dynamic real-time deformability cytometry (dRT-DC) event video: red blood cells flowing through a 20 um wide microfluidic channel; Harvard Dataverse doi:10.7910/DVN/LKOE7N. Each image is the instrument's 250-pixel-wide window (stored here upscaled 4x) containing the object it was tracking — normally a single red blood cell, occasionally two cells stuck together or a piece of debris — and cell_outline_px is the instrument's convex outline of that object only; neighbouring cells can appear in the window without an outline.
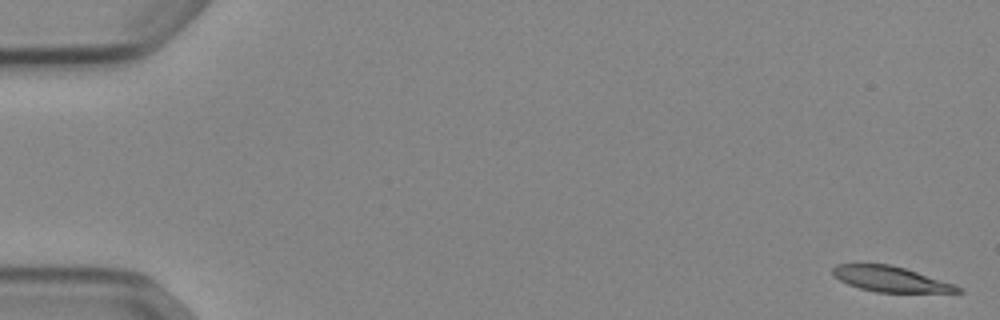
{"species": "Egyptian fruit bat (a non-hibernating species)", "species_latin": "Rousettus aegyptiacus", "temperature_condition": "cold", "stored_images_in_passage": 53, "camera_frame_rate_fps": 3000, "um_per_image_px": 0.085, "animal": {"sex": "female"}, "frame": {"image": 1, "passage_image": 1, "time_ms": 0.0, "image_size_px": [1000, 320], "cell_outline_px": [[964, 292], [876, 292], [860, 288], [848, 284], [840, 280], [832, 272], [832, 268], [836, 264], [888, 264], [904, 268], [952, 284], [960, 288]], "centroid_in_image_um": [75.64, 23.72], "position_along_channel_um": 9.4, "area_um2": 17.98}}
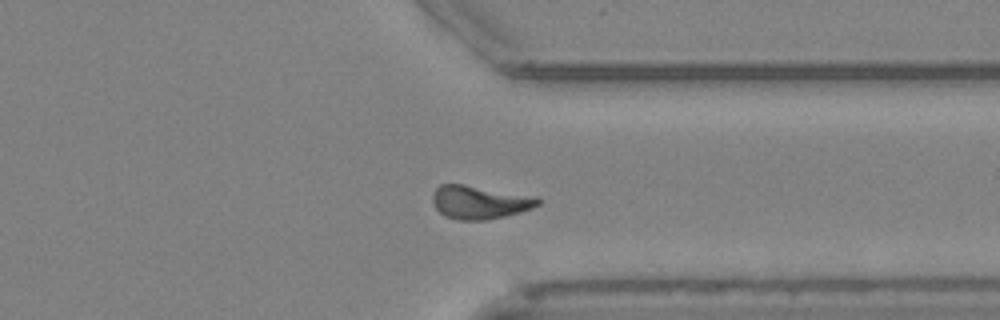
{"frame": {"image": 2, "passage_image": 41, "time_ms": 13.333, "image_size_px": [1000, 320], "cell_outline_px": [[540, 204], [532, 208], [520, 212], [504, 216], [484, 220], [460, 220], [444, 216], [436, 208], [432, 200], [432, 192], [440, 184], [464, 184], [536, 196], [540, 200]], "centroid_in_image_um": [40.76, 17.18], "position_along_channel_um": 370.6, "area_um2": 20.52}}
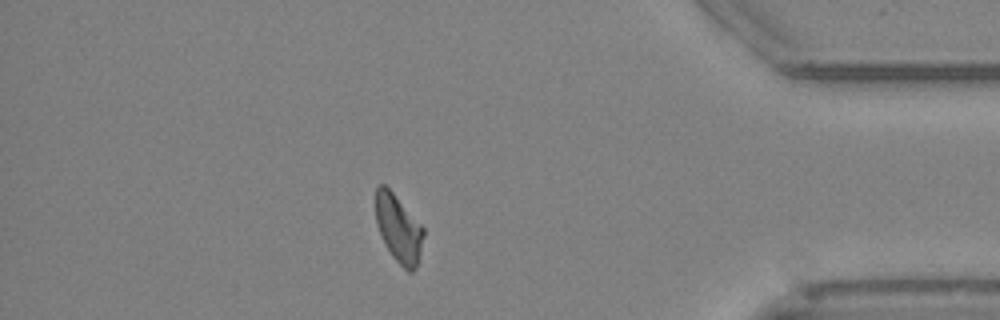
{"frame": {"image": 3, "passage_image": 46, "time_ms": 15.0, "image_size_px": [1000, 320], "cell_outline_px": [[424, 236], [416, 268], [412, 272], [408, 272], [392, 256], [384, 244], [376, 224], [376, 188], [380, 184], [384, 184], [392, 192], [424, 228]], "centroid_in_image_um": [33.87, 19.45], "position_along_channel_um": 401.3, "area_um2": 18.61}}